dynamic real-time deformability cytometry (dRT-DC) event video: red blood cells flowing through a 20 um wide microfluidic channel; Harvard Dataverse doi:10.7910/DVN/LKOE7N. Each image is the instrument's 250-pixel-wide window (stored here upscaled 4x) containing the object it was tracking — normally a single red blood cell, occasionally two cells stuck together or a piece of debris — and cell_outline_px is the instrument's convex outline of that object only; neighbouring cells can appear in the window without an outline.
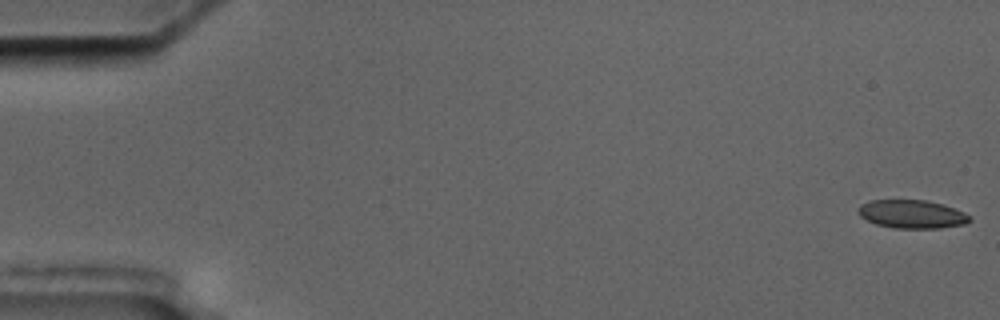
{"species": "common noctule bat (a hibernating species)", "species_latin": "Nyctalus noctula", "temperature_condition": "cold", "stored_images_in_passage": 5, "camera_frame_rate_fps": 3000, "um_per_image_px": 0.085, "animal": {"sex": "male", "body_mass_g": 17.5, "forearm_length_mm": 52.3}, "frame": {"image": 1, "passage_image": 1, "time_ms": 0.0, "image_size_px": [1000, 320], "cell_outline_px": [[972, 220], [964, 224], [940, 228], [892, 228], [876, 224], [860, 216], [856, 212], [856, 208], [860, 204], [868, 200], [924, 200], [944, 204], [964, 212], [972, 216]], "centroid_in_image_um": [77.5, 18.19], "position_along_channel_um": 7.5, "area_um2": 18.67}}